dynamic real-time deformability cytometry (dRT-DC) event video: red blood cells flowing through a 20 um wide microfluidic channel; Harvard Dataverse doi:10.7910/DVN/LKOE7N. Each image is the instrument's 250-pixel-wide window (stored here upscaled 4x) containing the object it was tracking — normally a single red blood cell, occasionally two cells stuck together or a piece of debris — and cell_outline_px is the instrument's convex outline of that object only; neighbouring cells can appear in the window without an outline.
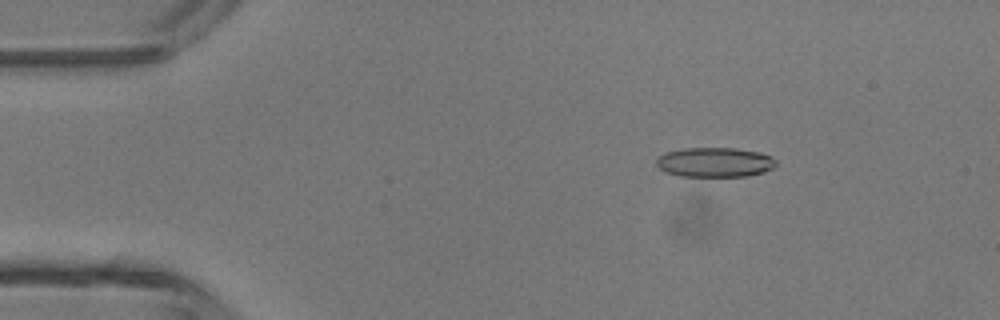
{"species": "common noctule bat (a hibernating species)", "species_latin": "Nyctalus noctula", "temperature_condition": "room temperature", "stored_images_in_passage": 13, "camera_frame_rate_fps": 3000, "um_per_image_px": 0.085, "animal": {"sex": "male", "body_mass_g": 13.3}, "frame": {"image": 1, "passage_image": 6, "time_ms": 1.667, "image_size_px": [1000, 320], "cell_outline_px": [[776, 164], [772, 168], [764, 172], [748, 176], [680, 176], [668, 172], [660, 168], [656, 164], [656, 160], [664, 152], [684, 148], [736, 148], [760, 152], [772, 156], [776, 160]], "centroid_in_image_um": [60.78, 13.78], "position_along_channel_um": 24.2, "area_um2": 20.69}}